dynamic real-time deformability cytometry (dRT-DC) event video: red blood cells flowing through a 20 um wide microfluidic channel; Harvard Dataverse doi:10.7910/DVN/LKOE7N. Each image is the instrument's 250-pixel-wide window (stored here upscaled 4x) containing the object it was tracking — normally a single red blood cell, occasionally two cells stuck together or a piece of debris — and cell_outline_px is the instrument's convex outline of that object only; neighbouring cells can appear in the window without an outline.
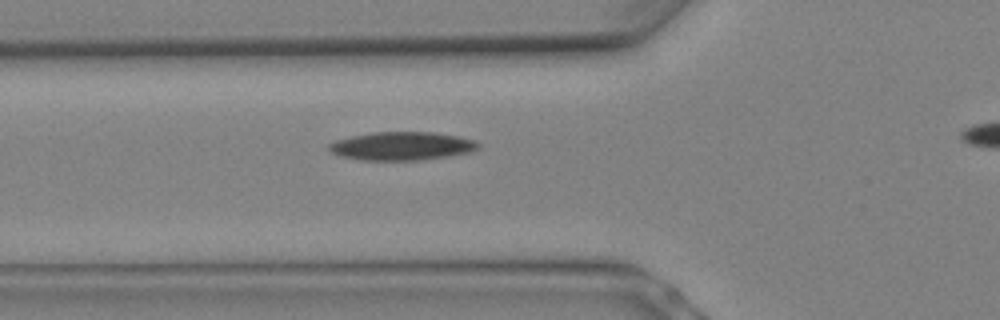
{"species": "Egyptian fruit bat (a non-hibernating species)", "species_latin": "Rousettus aegyptiacus", "temperature_condition": "warm", "stored_images_in_passage": 4, "segment_of_instrument_passage": [1, 2], "camera_frame_rate_fps": 3000, "um_per_image_px": 0.085, "animal": {"sex": "female"}, "frame": {"image": 1, "passage_image": 3, "time_ms": 0.667, "image_size_px": [1000, 320], "cell_outline_px": [[480, 148], [472, 152], [424, 160], [360, 160], [340, 156], [332, 152], [328, 148], [328, 144], [336, 140], [352, 136], [372, 132], [432, 132], [456, 136], [476, 140], [480, 144]], "centroid_in_image_um": [34.18, 12.42], "position_along_channel_um": 91.6, "area_um2": 24.8}}